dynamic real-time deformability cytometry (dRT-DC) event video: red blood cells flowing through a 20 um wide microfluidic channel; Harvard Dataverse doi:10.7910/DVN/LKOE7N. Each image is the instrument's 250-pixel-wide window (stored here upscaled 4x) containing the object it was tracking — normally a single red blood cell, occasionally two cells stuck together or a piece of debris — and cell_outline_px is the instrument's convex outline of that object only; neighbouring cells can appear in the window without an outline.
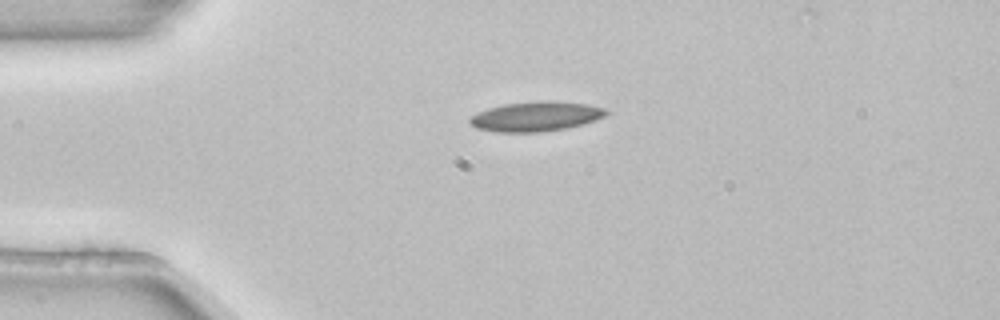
{"species": "common noctule bat (a hibernating species)", "species_latin": "Nyctalus noctula", "temperature_condition": "room temperature", "stored_images_in_passage": 2, "camera_frame_rate_fps": 3000, "um_per_image_px": 0.085, "animal": {"sex": "female", "body_mass_g": 22.7, "forearm_length_mm": 54.2}, "frame": {"image": 1, "passage_image": 1, "time_ms": 0.0, "image_size_px": [1000, 320], "cell_outline_px": [[612, 112], [596, 120], [568, 128], [540, 132], [496, 132], [476, 128], [468, 120], [476, 112], [488, 108], [504, 104], [588, 104], [608, 108]], "centroid_in_image_um": [45.56, 9.95], "position_along_channel_um": 39.4, "area_um2": 22.6}}
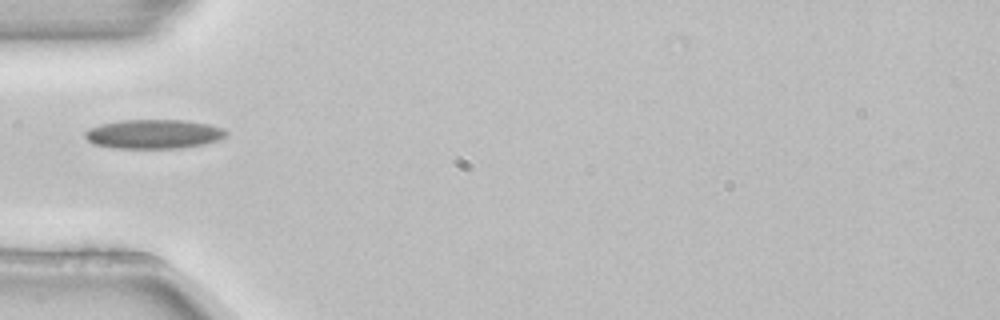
{"frame": {"image": 2, "passage_image": 2, "time_ms": 0.333, "image_size_px": [1000, 320], "cell_outline_px": [[228, 132], [224, 136], [216, 140], [204, 144], [180, 148], [116, 148], [92, 144], [84, 136], [84, 132], [88, 128], [100, 124], [124, 120], [184, 120], [208, 124], [220, 128]], "centroid_in_image_um": [13.0, 11.39], "position_along_channel_um": 72.0, "area_um2": 23.87}}